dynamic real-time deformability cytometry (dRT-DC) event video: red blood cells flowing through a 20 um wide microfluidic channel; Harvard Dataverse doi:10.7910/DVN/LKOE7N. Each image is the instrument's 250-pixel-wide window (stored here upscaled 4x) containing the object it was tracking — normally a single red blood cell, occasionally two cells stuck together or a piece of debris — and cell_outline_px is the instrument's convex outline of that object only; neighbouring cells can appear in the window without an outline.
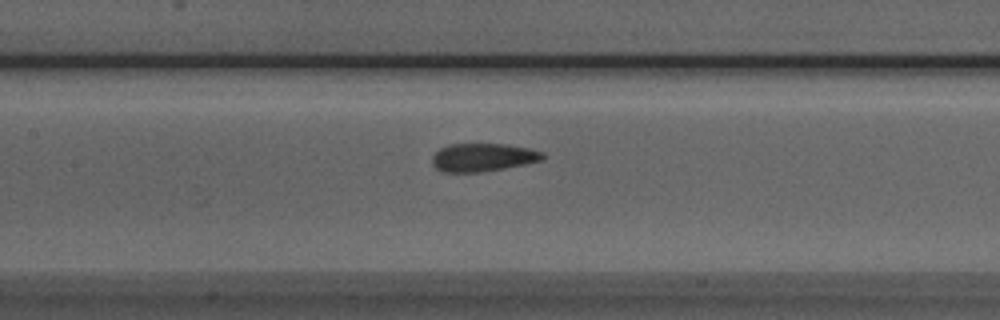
{"species": "Egyptian fruit bat (a non-hibernating species)", "species_latin": "Rousettus aegyptiacus", "temperature_condition": "room temperature", "stored_images_in_passage": 31, "camera_frame_rate_fps": 3000, "um_per_image_px": 0.085, "animal": {"sex": "male"}, "frame": {"image": 1, "passage_image": 8, "time_ms": 2.333, "image_size_px": [1000, 320], "cell_outline_px": [[544, 160], [504, 168], [480, 172], [440, 172], [432, 164], [432, 156], [440, 148], [448, 144], [504, 144], [528, 148], [544, 152]], "centroid_in_image_um": [41.03, 13.38], "position_along_channel_um": 166.4, "area_um2": 18.15}}
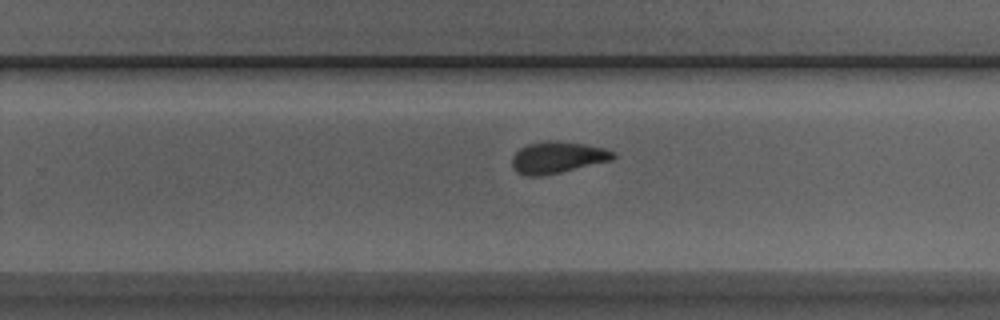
{"frame": {"image": 2, "passage_image": 17, "time_ms": 5.333, "image_size_px": [1000, 320], "cell_outline_px": [[616, 156], [612, 160], [560, 172], [540, 176], [528, 176], [516, 172], [512, 168], [512, 156], [520, 148], [528, 144], [544, 140], [556, 140], [584, 144], [604, 148], [616, 152]], "centroid_in_image_um": [47.37, 13.37], "position_along_channel_um": 282.4, "area_um2": 18.73}}
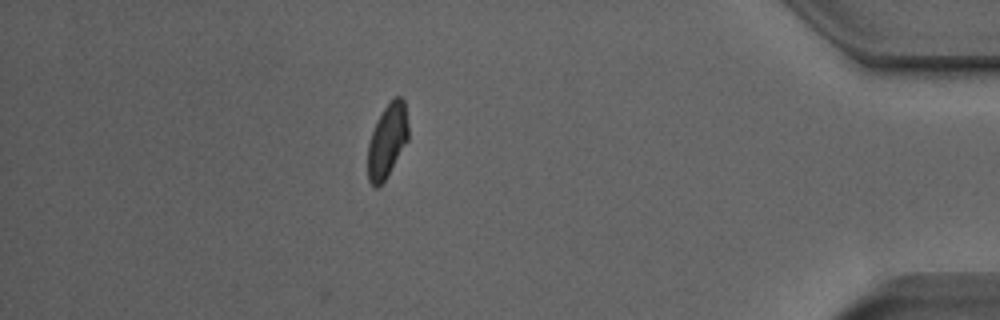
{"frame": {"image": 3, "passage_image": 30, "time_ms": 9.667, "image_size_px": [1000, 320], "cell_outline_px": [[408, 140], [388, 176], [376, 188], [372, 188], [368, 180], [368, 144], [372, 132], [384, 108], [396, 96], [400, 96], [404, 100], [408, 124]], "centroid_in_image_um": [32.92, 12.0], "position_along_channel_um": 402.3, "area_um2": 17.28}}